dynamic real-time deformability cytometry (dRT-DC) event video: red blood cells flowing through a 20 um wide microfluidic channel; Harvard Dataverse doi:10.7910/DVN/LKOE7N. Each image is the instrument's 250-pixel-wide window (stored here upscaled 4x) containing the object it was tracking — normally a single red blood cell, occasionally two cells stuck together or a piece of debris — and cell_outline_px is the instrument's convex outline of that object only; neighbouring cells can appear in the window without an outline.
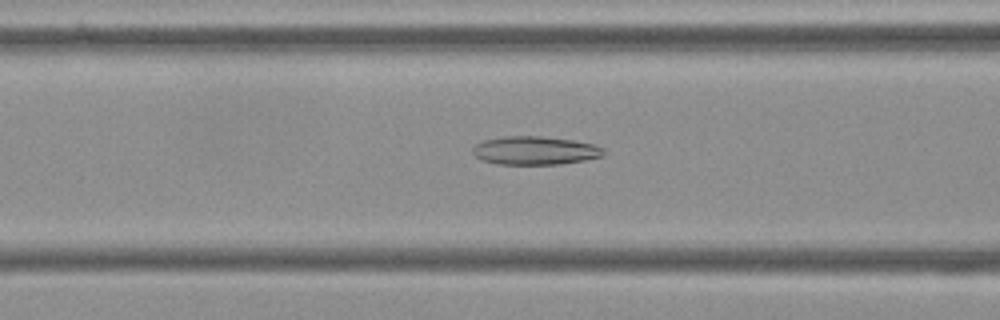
{"species": "Egyptian fruit bat (a non-hibernating species)", "species_latin": "Rousettus aegyptiacus", "temperature_condition": "cold", "stored_images_in_passage": 40, "camera_frame_rate_fps": 3000, "um_per_image_px": 0.085, "frame": {"image": 1, "passage_image": 10, "time_ms": 3.0, "image_size_px": [1000, 320], "cell_outline_px": [[604, 156], [584, 160], [560, 164], [496, 164], [484, 160], [476, 156], [472, 152], [472, 148], [476, 144], [484, 140], [504, 136], [540, 136], [572, 140], [596, 144], [604, 148]], "centroid_in_image_um": [45.5, 12.79], "position_along_channel_um": 121.1, "area_um2": 21.68}}
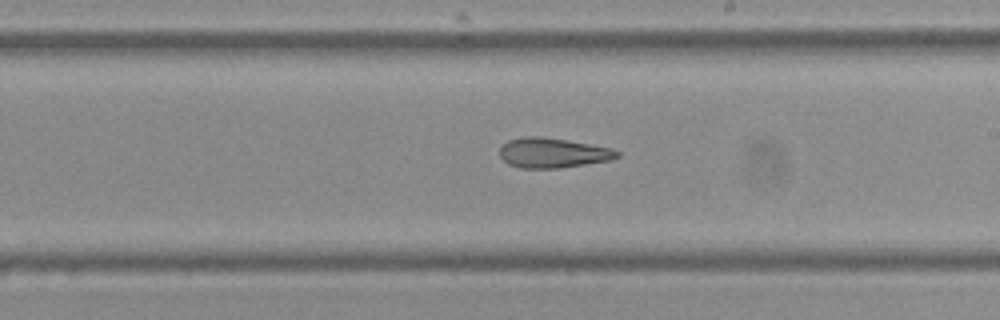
{"frame": {"image": 2, "passage_image": 20, "time_ms": 6.333, "image_size_px": [1000, 320], "cell_outline_px": [[620, 156], [608, 160], [560, 168], [520, 168], [508, 164], [500, 156], [500, 148], [508, 140], [524, 136], [544, 136], [612, 148], [620, 152]], "centroid_in_image_um": [46.97, 12.98], "position_along_channel_um": 242.0, "area_um2": 20.4}}
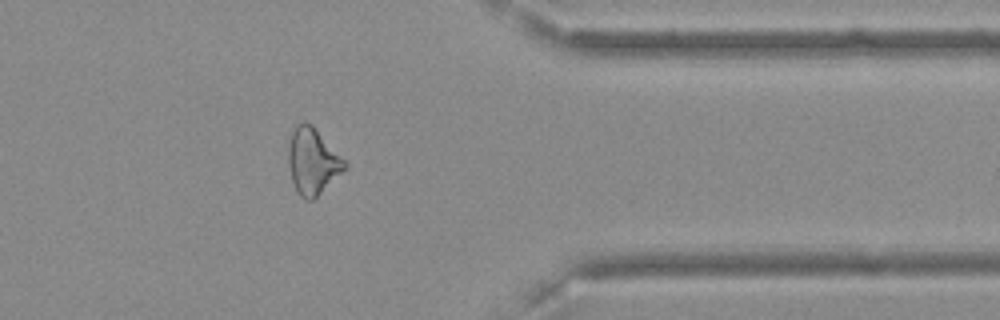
{"frame": {"image": 3, "passage_image": 33, "time_ms": 10.667, "image_size_px": [1000, 320], "cell_outline_px": [[348, 168], [312, 200], [304, 200], [300, 196], [292, 180], [288, 164], [288, 148], [292, 132], [296, 124], [304, 120], [312, 124], [348, 164]], "centroid_in_image_um": [26.57, 13.69], "position_along_channel_um": 384.8, "area_um2": 21.68}, "authors_computed_cell_mechanics": {"area_um2": 21.386, "velocity_mm_per_s": 3.6192, "shape_relaxation_time_tau1_ms": null, "shape_relaxation_time_tau2_ms": 7.8767, "deformation_change_tau1": null, "deformation_change_tau2": 0.2047}}